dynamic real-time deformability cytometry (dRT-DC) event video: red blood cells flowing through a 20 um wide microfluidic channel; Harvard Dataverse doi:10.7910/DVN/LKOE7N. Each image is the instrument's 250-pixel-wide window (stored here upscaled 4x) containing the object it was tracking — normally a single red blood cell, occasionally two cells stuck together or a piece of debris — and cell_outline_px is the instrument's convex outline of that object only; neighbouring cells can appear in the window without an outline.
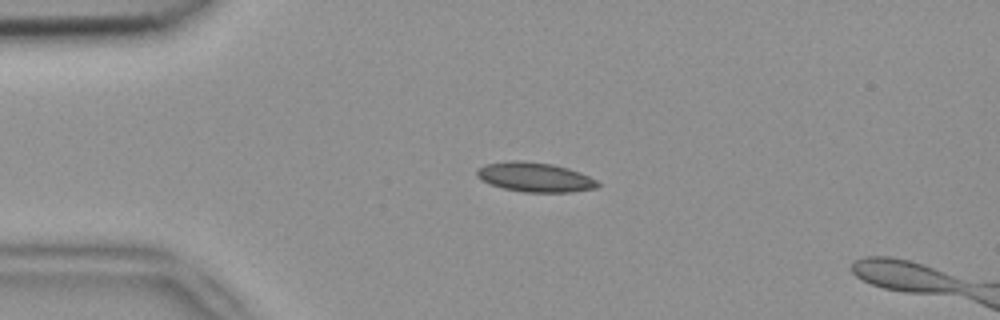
{"species": "common noctule bat (a hibernating species)", "species_latin": "Nyctalus noctula", "temperature_condition": "room temperature", "stored_images_in_passage": 5, "camera_frame_rate_fps": 3000, "um_per_image_px": 0.085, "animal": {"sex": "female", "body_mass_g": 18.4}, "frame": {"image": 1, "passage_image": 2, "time_ms": 0.333, "image_size_px": [1000, 320], "cell_outline_px": [[600, 184], [596, 188], [572, 192], [524, 192], [504, 188], [480, 180], [476, 176], [476, 168], [484, 164], [512, 160], [524, 160], [552, 164], [568, 168], [580, 172], [596, 180]], "centroid_in_image_um": [45.44, 15.05], "position_along_channel_um": 39.6, "area_um2": 20.87}}